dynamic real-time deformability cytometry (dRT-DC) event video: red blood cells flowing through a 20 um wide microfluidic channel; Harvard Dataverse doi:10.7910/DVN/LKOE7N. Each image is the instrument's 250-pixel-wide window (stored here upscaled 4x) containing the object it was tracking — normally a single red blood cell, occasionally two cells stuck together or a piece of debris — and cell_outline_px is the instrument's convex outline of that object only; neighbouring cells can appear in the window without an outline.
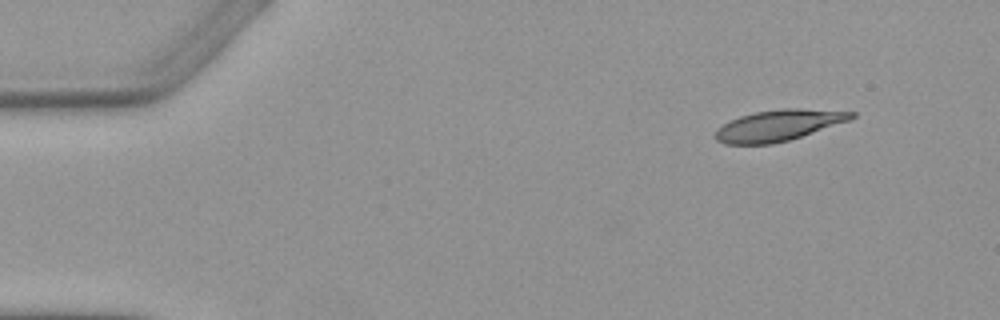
{"species": "Egyptian fruit bat (a non-hibernating species)", "species_latin": "Rousettus aegyptiacus", "temperature_condition": "warm", "stored_images_in_passage": 4, "camera_frame_rate_fps": 3000, "um_per_image_px": 0.085, "animal": {"sex": "female"}, "frame": {"image": 1, "passage_image": 1, "time_ms": 0.0, "image_size_px": [1000, 320], "cell_outline_px": [[856, 116], [848, 120], [788, 140], [772, 144], [724, 144], [716, 140], [712, 136], [716, 128], [740, 116], [756, 112], [784, 108], [800, 108], [856, 112]], "centroid_in_image_um": [66.1, 10.66], "position_along_channel_um": 18.9, "area_um2": 24.33}}
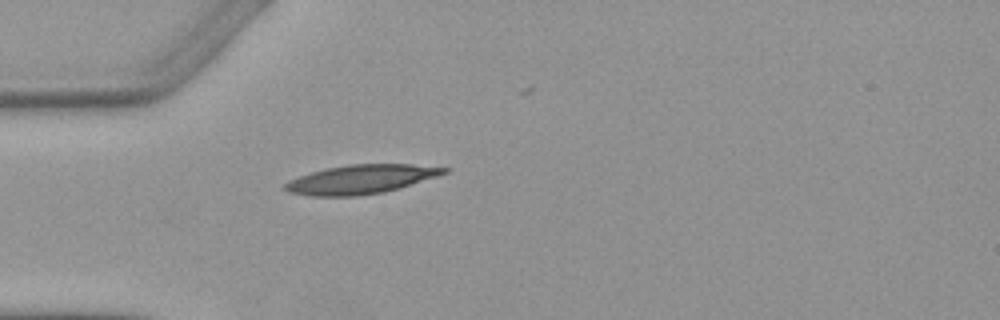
{"frame": {"image": 2, "passage_image": 4, "time_ms": 3.333, "image_size_px": [1000, 320], "cell_outline_px": [[448, 172], [400, 188], [384, 192], [356, 196], [312, 196], [288, 192], [280, 188], [288, 180], [312, 172], [328, 168], [348, 164], [412, 164], [448, 168]], "centroid_in_image_um": [30.63, 15.25], "position_along_channel_um": 54.4, "area_um2": 26.76}}